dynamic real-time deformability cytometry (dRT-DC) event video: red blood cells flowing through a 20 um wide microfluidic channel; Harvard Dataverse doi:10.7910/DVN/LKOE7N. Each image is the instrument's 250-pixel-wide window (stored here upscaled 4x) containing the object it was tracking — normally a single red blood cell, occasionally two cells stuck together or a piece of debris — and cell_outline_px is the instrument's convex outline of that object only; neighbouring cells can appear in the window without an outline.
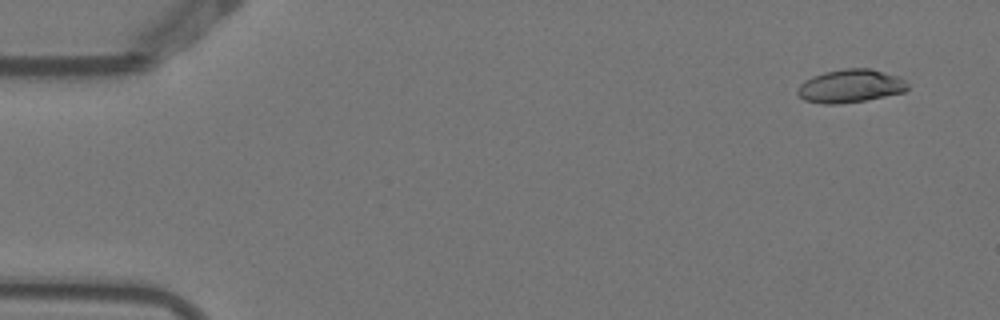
{"species": "Egyptian fruit bat (a non-hibernating species)", "species_latin": "Rousettus aegyptiacus", "temperature_condition": "warm", "stored_images_in_passage": 4, "camera_frame_rate_fps": 3000, "um_per_image_px": 0.085, "animal": {"sex": "female"}, "frame": {"image": 1, "passage_image": 1, "time_ms": 0.0, "image_size_px": [1000, 320], "cell_outline_px": [[908, 88], [904, 92], [864, 100], [840, 104], [824, 104], [804, 100], [796, 92], [800, 84], [804, 80], [812, 76], [824, 72], [844, 68], [872, 68], [900, 76], [908, 84]], "centroid_in_image_um": [72.28, 7.3], "position_along_channel_um": 12.7, "area_um2": 21.44}}
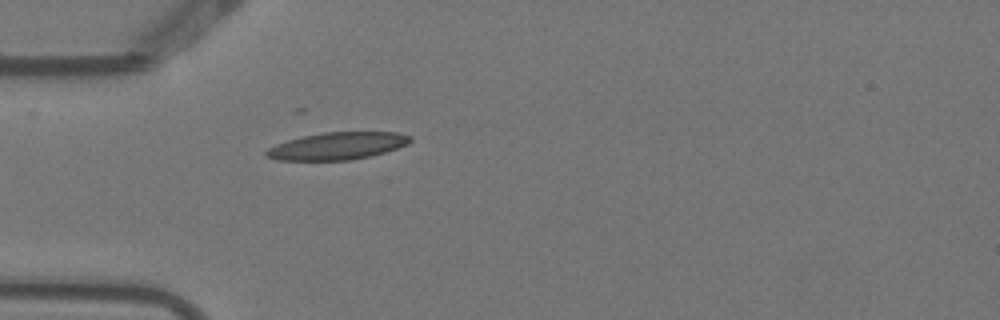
{"frame": {"image": 2, "passage_image": 4, "time_ms": 1.0, "image_size_px": [1000, 320], "cell_outline_px": [[412, 140], [408, 144], [384, 152], [368, 156], [348, 160], [276, 160], [264, 156], [264, 152], [268, 148], [276, 144], [288, 140], [304, 136], [324, 132], [396, 132], [412, 136]], "centroid_in_image_um": [28.65, 12.4], "position_along_channel_um": 56.3, "area_um2": 22.77}}